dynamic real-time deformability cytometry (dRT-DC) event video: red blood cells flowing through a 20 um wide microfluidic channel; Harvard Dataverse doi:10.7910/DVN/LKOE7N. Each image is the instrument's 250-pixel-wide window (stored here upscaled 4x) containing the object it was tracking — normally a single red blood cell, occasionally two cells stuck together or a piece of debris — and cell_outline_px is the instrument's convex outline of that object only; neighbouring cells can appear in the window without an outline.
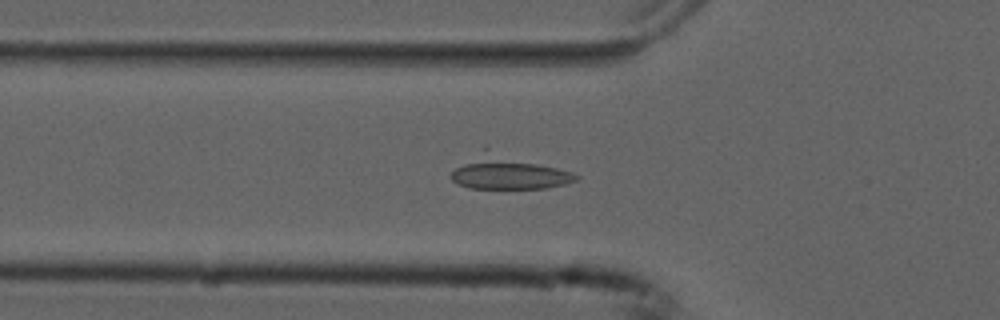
{"species": "common noctule bat (a hibernating species)", "species_latin": "Nyctalus noctula", "temperature_condition": "cold", "stored_images_in_passage": 41, "camera_frame_rate_fps": 3000, "um_per_image_px": 0.085, "animal": {"sex": "male", "forearm_length_mm": 52.5}, "frame": {"image": 1, "passage_image": 5, "time_ms": 1.333, "image_size_px": [1000, 320], "cell_outline_px": [[580, 180], [548, 188], [468, 188], [452, 180], [448, 176], [456, 168], [484, 148], [488, 148], [572, 172], [580, 176]], "centroid_in_image_um": [43.22, 14.66], "position_along_channel_um": 82.6, "area_um2": 24.28}}
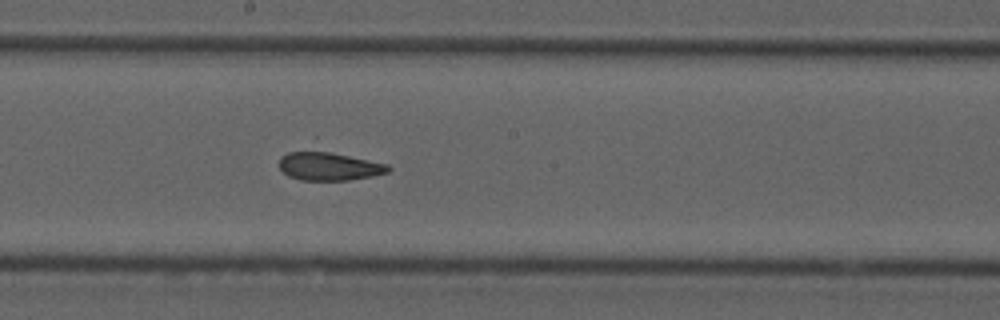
{"frame": {"image": 2, "passage_image": 16, "time_ms": 5.0, "image_size_px": [1000, 320], "cell_outline_px": [[392, 168], [388, 172], [372, 176], [348, 180], [300, 180], [288, 176], [280, 168], [280, 156], [316, 136], [388, 164]], "centroid_in_image_um": [27.96, 13.81], "position_along_channel_um": 220.2, "area_um2": 22.89}}
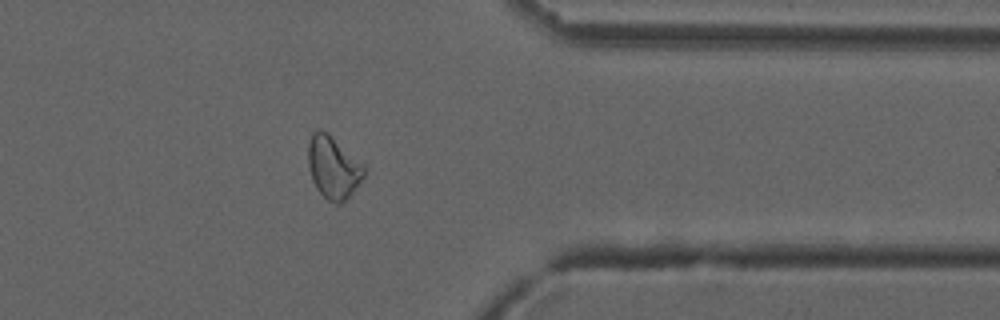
{"frame": {"image": 3, "passage_image": 30, "time_ms": 9.667, "image_size_px": [1000, 320], "cell_outline_px": [[364, 176], [352, 192], [340, 204], [336, 204], [328, 200], [316, 188], [312, 180], [308, 164], [308, 144], [312, 132], [320, 128], [328, 132], [364, 164]], "centroid_in_image_um": [28.31, 14.19], "position_along_channel_um": 383.1, "area_um2": 20.29}}